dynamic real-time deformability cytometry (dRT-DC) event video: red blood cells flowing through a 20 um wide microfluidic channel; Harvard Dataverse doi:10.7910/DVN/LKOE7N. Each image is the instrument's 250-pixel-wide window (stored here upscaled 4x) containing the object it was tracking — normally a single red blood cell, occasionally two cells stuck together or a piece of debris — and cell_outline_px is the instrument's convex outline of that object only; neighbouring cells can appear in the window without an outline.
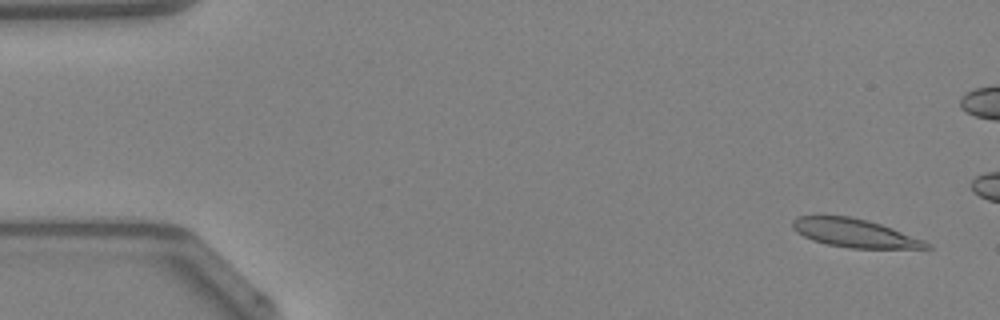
{"species": "Egyptian fruit bat (a non-hibernating species)", "species_latin": "Rousettus aegyptiacus", "temperature_condition": "warm", "stored_images_in_passage": 13, "camera_frame_rate_fps": 3000, "um_per_image_px": 0.085, "animal": {"sex": "female"}, "frame": {"image": 1, "passage_image": 3, "time_ms": 0.667, "image_size_px": [1000, 320], "cell_outline_px": [[932, 248], [848, 248], [828, 244], [812, 240], [796, 232], [792, 228], [792, 220], [796, 216], [848, 216], [868, 220], [892, 228], [924, 240], [932, 244]], "centroid_in_image_um": [72.63, 19.81], "position_along_channel_um": 12.4, "area_um2": 22.08}}